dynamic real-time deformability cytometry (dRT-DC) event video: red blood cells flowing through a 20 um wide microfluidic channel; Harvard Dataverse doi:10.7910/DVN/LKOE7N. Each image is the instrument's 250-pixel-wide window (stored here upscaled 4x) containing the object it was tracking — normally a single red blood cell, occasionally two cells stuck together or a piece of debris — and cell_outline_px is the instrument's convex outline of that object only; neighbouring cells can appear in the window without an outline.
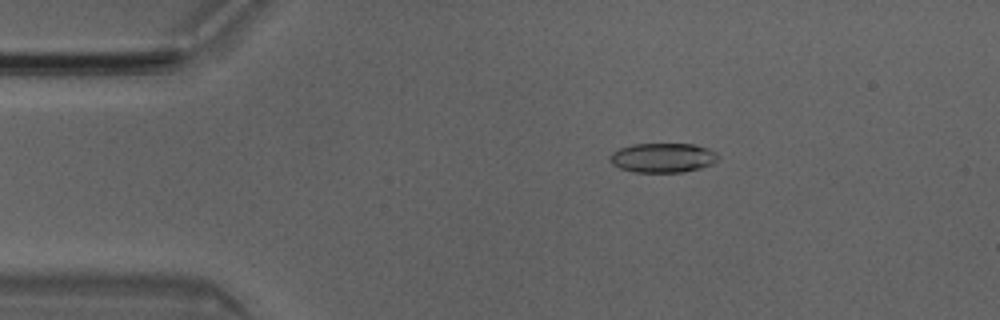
{"species": "Egyptian fruit bat (a non-hibernating species)", "species_latin": "Rousettus aegyptiacus", "temperature_condition": "room temperature", "stored_images_in_passage": 47, "camera_frame_rate_fps": 3000, "um_per_image_px": 0.085, "animal": {"sex": "male"}, "frame": {"image": 1, "passage_image": 6, "time_ms": 1.667, "image_size_px": [1000, 320], "cell_outline_px": [[720, 156], [712, 164], [700, 168], [684, 172], [636, 172], [620, 168], [612, 164], [612, 152], [620, 148], [632, 144], [692, 144], [708, 148], [716, 152]], "centroid_in_image_um": [56.38, 13.4], "position_along_channel_um": 28.6, "area_um2": 18.44}}
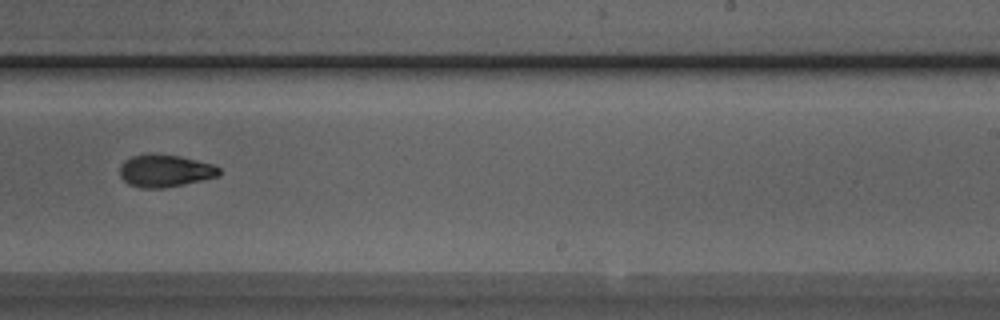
{"frame": {"image": 2, "passage_image": 28, "time_ms": 9.0, "image_size_px": [1000, 320], "cell_outline_px": [[220, 176], [204, 180], [164, 188], [140, 188], [128, 184], [120, 176], [120, 164], [124, 160], [132, 156], [152, 152], [180, 156], [212, 164], [220, 168]], "centroid_in_image_um": [14.01, 14.51], "position_along_channel_um": 275.0, "area_um2": 19.07}}
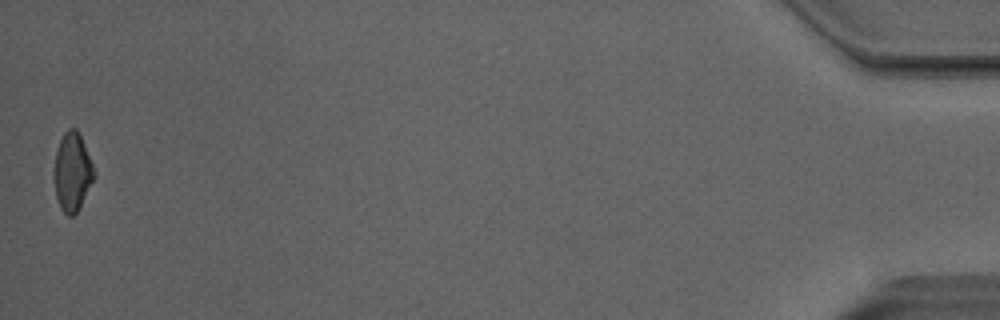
{"frame": {"image": 3, "passage_image": 47, "time_ms": 15.333, "image_size_px": [1000, 320], "cell_outline_px": [[96, 176], [76, 212], [72, 216], [68, 216], [60, 208], [56, 196], [56, 152], [60, 140], [64, 132], [68, 128], [76, 128], [80, 136], [96, 172]], "centroid_in_image_um": [6.18, 14.61], "position_along_channel_um": 429.0, "area_um2": 17.63}, "authors_computed_cell_mechanics": {"area_um2": 18.785, "velocity_mm_per_s": 4.0542, "shape_relaxation_time_tau1_ms": 3.9488, "shape_relaxation_time_tau2_ms": 3.1661, "deformation_change_tau1": 0.1561, "deformation_change_tau2": 0.0873}}